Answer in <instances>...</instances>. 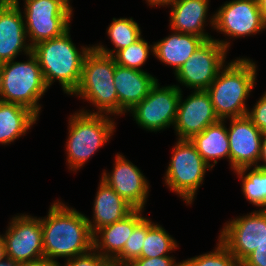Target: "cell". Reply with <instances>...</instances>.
Masks as SVG:
<instances>
[{
    "instance_id": "d590c367",
    "label": "cell",
    "mask_w": 266,
    "mask_h": 266,
    "mask_svg": "<svg viewBox=\"0 0 266 266\" xmlns=\"http://www.w3.org/2000/svg\"><path fill=\"white\" fill-rule=\"evenodd\" d=\"M260 161H262V165ZM258 167L266 170V134L264 135L262 144H261V152H260Z\"/></svg>"
},
{
    "instance_id": "74e56055",
    "label": "cell",
    "mask_w": 266,
    "mask_h": 266,
    "mask_svg": "<svg viewBox=\"0 0 266 266\" xmlns=\"http://www.w3.org/2000/svg\"><path fill=\"white\" fill-rule=\"evenodd\" d=\"M6 258L5 242L3 236L0 234V263L3 262Z\"/></svg>"
},
{
    "instance_id": "52a82bcc",
    "label": "cell",
    "mask_w": 266,
    "mask_h": 266,
    "mask_svg": "<svg viewBox=\"0 0 266 266\" xmlns=\"http://www.w3.org/2000/svg\"><path fill=\"white\" fill-rule=\"evenodd\" d=\"M165 172V184L191 205L204 176L211 167L204 161L189 139H178Z\"/></svg>"
},
{
    "instance_id": "4dcf8cb0",
    "label": "cell",
    "mask_w": 266,
    "mask_h": 266,
    "mask_svg": "<svg viewBox=\"0 0 266 266\" xmlns=\"http://www.w3.org/2000/svg\"><path fill=\"white\" fill-rule=\"evenodd\" d=\"M110 264L111 263L94 248L89 252L67 259L63 265L58 262V266H109Z\"/></svg>"
},
{
    "instance_id": "7c38bea8",
    "label": "cell",
    "mask_w": 266,
    "mask_h": 266,
    "mask_svg": "<svg viewBox=\"0 0 266 266\" xmlns=\"http://www.w3.org/2000/svg\"><path fill=\"white\" fill-rule=\"evenodd\" d=\"M7 227L6 232L2 234L7 259L23 263L44 257L40 217L30 214L15 215Z\"/></svg>"
},
{
    "instance_id": "30bf717a",
    "label": "cell",
    "mask_w": 266,
    "mask_h": 266,
    "mask_svg": "<svg viewBox=\"0 0 266 266\" xmlns=\"http://www.w3.org/2000/svg\"><path fill=\"white\" fill-rule=\"evenodd\" d=\"M181 90L179 85L160 87L157 81L149 94L129 112L138 126L146 131L167 129L174 125Z\"/></svg>"
},
{
    "instance_id": "8992f818",
    "label": "cell",
    "mask_w": 266,
    "mask_h": 266,
    "mask_svg": "<svg viewBox=\"0 0 266 266\" xmlns=\"http://www.w3.org/2000/svg\"><path fill=\"white\" fill-rule=\"evenodd\" d=\"M28 57L24 62L0 64V100L24 106L39 116L42 107L38 101L48 87L38 59L32 52Z\"/></svg>"
},
{
    "instance_id": "d6a6232c",
    "label": "cell",
    "mask_w": 266,
    "mask_h": 266,
    "mask_svg": "<svg viewBox=\"0 0 266 266\" xmlns=\"http://www.w3.org/2000/svg\"><path fill=\"white\" fill-rule=\"evenodd\" d=\"M127 266H182V263L176 262L173 256H161L155 258H136Z\"/></svg>"
},
{
    "instance_id": "9c48e42d",
    "label": "cell",
    "mask_w": 266,
    "mask_h": 266,
    "mask_svg": "<svg viewBox=\"0 0 266 266\" xmlns=\"http://www.w3.org/2000/svg\"><path fill=\"white\" fill-rule=\"evenodd\" d=\"M229 48L227 39L205 41L174 73L177 81L189 89L206 90L227 64Z\"/></svg>"
},
{
    "instance_id": "e575fe53",
    "label": "cell",
    "mask_w": 266,
    "mask_h": 266,
    "mask_svg": "<svg viewBox=\"0 0 266 266\" xmlns=\"http://www.w3.org/2000/svg\"><path fill=\"white\" fill-rule=\"evenodd\" d=\"M19 266H58V263L42 257L37 260L19 263Z\"/></svg>"
},
{
    "instance_id": "f1b7e54d",
    "label": "cell",
    "mask_w": 266,
    "mask_h": 266,
    "mask_svg": "<svg viewBox=\"0 0 266 266\" xmlns=\"http://www.w3.org/2000/svg\"><path fill=\"white\" fill-rule=\"evenodd\" d=\"M181 263L182 266H240L235 256L219 239L212 252L187 258Z\"/></svg>"
},
{
    "instance_id": "603a6c76",
    "label": "cell",
    "mask_w": 266,
    "mask_h": 266,
    "mask_svg": "<svg viewBox=\"0 0 266 266\" xmlns=\"http://www.w3.org/2000/svg\"><path fill=\"white\" fill-rule=\"evenodd\" d=\"M224 122L226 121L219 120L189 139L211 168L221 158H227L230 165L229 138L227 126ZM211 161H213V164H210Z\"/></svg>"
},
{
    "instance_id": "ac0fdd59",
    "label": "cell",
    "mask_w": 266,
    "mask_h": 266,
    "mask_svg": "<svg viewBox=\"0 0 266 266\" xmlns=\"http://www.w3.org/2000/svg\"><path fill=\"white\" fill-rule=\"evenodd\" d=\"M158 79L146 71L131 69L116 64L114 85L118 95V116L125 115L140 103Z\"/></svg>"
},
{
    "instance_id": "ba28073f",
    "label": "cell",
    "mask_w": 266,
    "mask_h": 266,
    "mask_svg": "<svg viewBox=\"0 0 266 266\" xmlns=\"http://www.w3.org/2000/svg\"><path fill=\"white\" fill-rule=\"evenodd\" d=\"M24 22L28 43L57 38L70 29L73 9L63 0H23Z\"/></svg>"
},
{
    "instance_id": "4fadbf2b",
    "label": "cell",
    "mask_w": 266,
    "mask_h": 266,
    "mask_svg": "<svg viewBox=\"0 0 266 266\" xmlns=\"http://www.w3.org/2000/svg\"><path fill=\"white\" fill-rule=\"evenodd\" d=\"M219 240L241 263L266 239V209H258L224 224Z\"/></svg>"
},
{
    "instance_id": "9a60e30c",
    "label": "cell",
    "mask_w": 266,
    "mask_h": 266,
    "mask_svg": "<svg viewBox=\"0 0 266 266\" xmlns=\"http://www.w3.org/2000/svg\"><path fill=\"white\" fill-rule=\"evenodd\" d=\"M182 95L181 91L173 126L178 136L177 140L190 139L193 135L201 133L209 125L220 120L206 90H193L185 100Z\"/></svg>"
},
{
    "instance_id": "7a4b0ae2",
    "label": "cell",
    "mask_w": 266,
    "mask_h": 266,
    "mask_svg": "<svg viewBox=\"0 0 266 266\" xmlns=\"http://www.w3.org/2000/svg\"><path fill=\"white\" fill-rule=\"evenodd\" d=\"M257 65L250 58H237L228 62L206 89L215 113L220 120L245 116L252 89L257 80Z\"/></svg>"
},
{
    "instance_id": "ffe728a7",
    "label": "cell",
    "mask_w": 266,
    "mask_h": 266,
    "mask_svg": "<svg viewBox=\"0 0 266 266\" xmlns=\"http://www.w3.org/2000/svg\"><path fill=\"white\" fill-rule=\"evenodd\" d=\"M210 0H174L170 5V29L186 34L213 39L204 30ZM172 6V7H171Z\"/></svg>"
},
{
    "instance_id": "60d3db41",
    "label": "cell",
    "mask_w": 266,
    "mask_h": 266,
    "mask_svg": "<svg viewBox=\"0 0 266 266\" xmlns=\"http://www.w3.org/2000/svg\"><path fill=\"white\" fill-rule=\"evenodd\" d=\"M9 0H0V9L8 2Z\"/></svg>"
},
{
    "instance_id": "44dd1931",
    "label": "cell",
    "mask_w": 266,
    "mask_h": 266,
    "mask_svg": "<svg viewBox=\"0 0 266 266\" xmlns=\"http://www.w3.org/2000/svg\"><path fill=\"white\" fill-rule=\"evenodd\" d=\"M93 205V221L87 217L92 234L104 226L122 220L135 209L102 180Z\"/></svg>"
},
{
    "instance_id": "3957f363",
    "label": "cell",
    "mask_w": 266,
    "mask_h": 266,
    "mask_svg": "<svg viewBox=\"0 0 266 266\" xmlns=\"http://www.w3.org/2000/svg\"><path fill=\"white\" fill-rule=\"evenodd\" d=\"M70 36L69 29L57 38L39 42L32 47L47 87L50 88L58 80L67 95H72L77 89L85 55L93 47L82 46L79 50Z\"/></svg>"
},
{
    "instance_id": "cb8c5ba5",
    "label": "cell",
    "mask_w": 266,
    "mask_h": 266,
    "mask_svg": "<svg viewBox=\"0 0 266 266\" xmlns=\"http://www.w3.org/2000/svg\"><path fill=\"white\" fill-rule=\"evenodd\" d=\"M38 118L24 106L0 101V144L8 145L26 134Z\"/></svg>"
},
{
    "instance_id": "8d00e7d4",
    "label": "cell",
    "mask_w": 266,
    "mask_h": 266,
    "mask_svg": "<svg viewBox=\"0 0 266 266\" xmlns=\"http://www.w3.org/2000/svg\"><path fill=\"white\" fill-rule=\"evenodd\" d=\"M174 0H146V2L149 4V6H153V7H158V6H162V7H166L172 4Z\"/></svg>"
},
{
    "instance_id": "e0dca14e",
    "label": "cell",
    "mask_w": 266,
    "mask_h": 266,
    "mask_svg": "<svg viewBox=\"0 0 266 266\" xmlns=\"http://www.w3.org/2000/svg\"><path fill=\"white\" fill-rule=\"evenodd\" d=\"M27 40L19 0H9L0 9V64L15 60L22 52L28 56L32 47Z\"/></svg>"
},
{
    "instance_id": "484cf974",
    "label": "cell",
    "mask_w": 266,
    "mask_h": 266,
    "mask_svg": "<svg viewBox=\"0 0 266 266\" xmlns=\"http://www.w3.org/2000/svg\"><path fill=\"white\" fill-rule=\"evenodd\" d=\"M250 169L251 167H244L233 172L242 180L241 187L244 197L253 206L266 209V170L258 166Z\"/></svg>"
},
{
    "instance_id": "f546056e",
    "label": "cell",
    "mask_w": 266,
    "mask_h": 266,
    "mask_svg": "<svg viewBox=\"0 0 266 266\" xmlns=\"http://www.w3.org/2000/svg\"><path fill=\"white\" fill-rule=\"evenodd\" d=\"M147 235V217H145L128 237L122 253L111 263L116 266H127L140 257L142 246Z\"/></svg>"
},
{
    "instance_id": "8fae6325",
    "label": "cell",
    "mask_w": 266,
    "mask_h": 266,
    "mask_svg": "<svg viewBox=\"0 0 266 266\" xmlns=\"http://www.w3.org/2000/svg\"><path fill=\"white\" fill-rule=\"evenodd\" d=\"M209 19L213 29L228 39L256 35L266 29L257 0L226 1Z\"/></svg>"
},
{
    "instance_id": "d4e9b609",
    "label": "cell",
    "mask_w": 266,
    "mask_h": 266,
    "mask_svg": "<svg viewBox=\"0 0 266 266\" xmlns=\"http://www.w3.org/2000/svg\"><path fill=\"white\" fill-rule=\"evenodd\" d=\"M107 35L111 43L115 46L114 49H108L101 43L93 45V47L100 53L113 56L117 51L128 47L130 44L139 40L141 29L139 24L133 18H113L112 23L107 28Z\"/></svg>"
},
{
    "instance_id": "6da1fadb",
    "label": "cell",
    "mask_w": 266,
    "mask_h": 266,
    "mask_svg": "<svg viewBox=\"0 0 266 266\" xmlns=\"http://www.w3.org/2000/svg\"><path fill=\"white\" fill-rule=\"evenodd\" d=\"M40 219L45 258L58 263L57 258L71 259L93 248L87 217L76 209L57 200Z\"/></svg>"
},
{
    "instance_id": "f35d334b",
    "label": "cell",
    "mask_w": 266,
    "mask_h": 266,
    "mask_svg": "<svg viewBox=\"0 0 266 266\" xmlns=\"http://www.w3.org/2000/svg\"><path fill=\"white\" fill-rule=\"evenodd\" d=\"M261 14L266 22V0H257Z\"/></svg>"
},
{
    "instance_id": "d6986e66",
    "label": "cell",
    "mask_w": 266,
    "mask_h": 266,
    "mask_svg": "<svg viewBox=\"0 0 266 266\" xmlns=\"http://www.w3.org/2000/svg\"><path fill=\"white\" fill-rule=\"evenodd\" d=\"M142 212L143 209H134L122 220L98 229L93 234V248L112 263L122 253L134 228L145 218Z\"/></svg>"
},
{
    "instance_id": "1f68e13d",
    "label": "cell",
    "mask_w": 266,
    "mask_h": 266,
    "mask_svg": "<svg viewBox=\"0 0 266 266\" xmlns=\"http://www.w3.org/2000/svg\"><path fill=\"white\" fill-rule=\"evenodd\" d=\"M255 104L251 111L248 110L247 116L263 134H266V92Z\"/></svg>"
},
{
    "instance_id": "7402d4cb",
    "label": "cell",
    "mask_w": 266,
    "mask_h": 266,
    "mask_svg": "<svg viewBox=\"0 0 266 266\" xmlns=\"http://www.w3.org/2000/svg\"><path fill=\"white\" fill-rule=\"evenodd\" d=\"M205 41L200 36L174 31L171 35L153 43V55L162 63L172 66L175 71L173 73H176Z\"/></svg>"
},
{
    "instance_id": "2e32d148",
    "label": "cell",
    "mask_w": 266,
    "mask_h": 266,
    "mask_svg": "<svg viewBox=\"0 0 266 266\" xmlns=\"http://www.w3.org/2000/svg\"><path fill=\"white\" fill-rule=\"evenodd\" d=\"M110 173L103 170L101 180L117 192L135 209H145L149 193V182L141 170L123 154L117 153ZM107 172V173H106Z\"/></svg>"
},
{
    "instance_id": "5bb4252c",
    "label": "cell",
    "mask_w": 266,
    "mask_h": 266,
    "mask_svg": "<svg viewBox=\"0 0 266 266\" xmlns=\"http://www.w3.org/2000/svg\"><path fill=\"white\" fill-rule=\"evenodd\" d=\"M227 128L230 146V167L240 170L258 166L261 144L265 134L247 116L229 118Z\"/></svg>"
},
{
    "instance_id": "277c9868",
    "label": "cell",
    "mask_w": 266,
    "mask_h": 266,
    "mask_svg": "<svg viewBox=\"0 0 266 266\" xmlns=\"http://www.w3.org/2000/svg\"><path fill=\"white\" fill-rule=\"evenodd\" d=\"M115 66L113 56L100 53L94 47L85 55L81 80L72 95L89 101L97 111H80L118 116V95L114 85Z\"/></svg>"
},
{
    "instance_id": "4316f807",
    "label": "cell",
    "mask_w": 266,
    "mask_h": 266,
    "mask_svg": "<svg viewBox=\"0 0 266 266\" xmlns=\"http://www.w3.org/2000/svg\"><path fill=\"white\" fill-rule=\"evenodd\" d=\"M179 247L177 241L160 225L147 218V235L145 237L140 258L166 256L168 252Z\"/></svg>"
},
{
    "instance_id": "ab89813d",
    "label": "cell",
    "mask_w": 266,
    "mask_h": 266,
    "mask_svg": "<svg viewBox=\"0 0 266 266\" xmlns=\"http://www.w3.org/2000/svg\"><path fill=\"white\" fill-rule=\"evenodd\" d=\"M0 266H19V263H16L9 259H5L3 262L0 263Z\"/></svg>"
},
{
    "instance_id": "83f0119b",
    "label": "cell",
    "mask_w": 266,
    "mask_h": 266,
    "mask_svg": "<svg viewBox=\"0 0 266 266\" xmlns=\"http://www.w3.org/2000/svg\"><path fill=\"white\" fill-rule=\"evenodd\" d=\"M150 51L154 53V45H149L144 38H140L135 43L130 44L128 47L117 51L113 58L119 66L144 71V65L148 59Z\"/></svg>"
},
{
    "instance_id": "b9f144b4",
    "label": "cell",
    "mask_w": 266,
    "mask_h": 266,
    "mask_svg": "<svg viewBox=\"0 0 266 266\" xmlns=\"http://www.w3.org/2000/svg\"><path fill=\"white\" fill-rule=\"evenodd\" d=\"M69 7H71L70 5V0H63Z\"/></svg>"
},
{
    "instance_id": "836d02e7",
    "label": "cell",
    "mask_w": 266,
    "mask_h": 266,
    "mask_svg": "<svg viewBox=\"0 0 266 266\" xmlns=\"http://www.w3.org/2000/svg\"><path fill=\"white\" fill-rule=\"evenodd\" d=\"M240 266H266V239L240 263Z\"/></svg>"
},
{
    "instance_id": "5b68a950",
    "label": "cell",
    "mask_w": 266,
    "mask_h": 266,
    "mask_svg": "<svg viewBox=\"0 0 266 266\" xmlns=\"http://www.w3.org/2000/svg\"><path fill=\"white\" fill-rule=\"evenodd\" d=\"M105 114H89L78 110L68 121L66 159L69 170H79L104 146L115 132L116 123Z\"/></svg>"
}]
</instances>
